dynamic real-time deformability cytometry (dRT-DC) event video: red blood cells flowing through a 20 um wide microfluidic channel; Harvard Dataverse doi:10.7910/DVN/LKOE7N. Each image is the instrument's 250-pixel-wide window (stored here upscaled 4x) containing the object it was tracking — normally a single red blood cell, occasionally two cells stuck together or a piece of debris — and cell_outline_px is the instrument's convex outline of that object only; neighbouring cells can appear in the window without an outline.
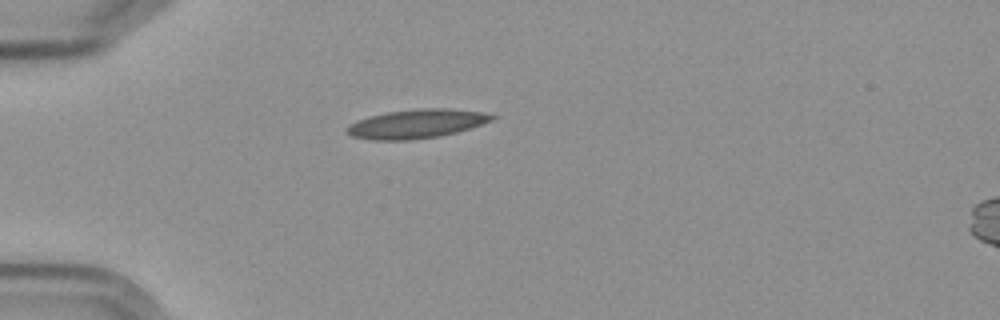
{"species": "Egyptian fruit bat (a non-hibernating species)", "species_latin": "Rousettus aegyptiacus", "temperature_condition": "cold", "stored_images_in_passage": 5, "camera_frame_rate_fps": 3000, "um_per_image_px": 0.085, "frame": {"image": 1, "passage_image": 1, "time_ms": 0.0, "image_size_px": [1000, 320], "cell_outline_px": [[496, 116], [492, 120], [456, 132], [440, 136], [408, 140], [372, 140], [352, 136], [344, 132], [344, 128], [348, 124], [356, 120], [368, 116], [388, 112], [416, 108], [452, 108], [484, 112]], "centroid_in_image_um": [35.34, 10.51], "position_along_channel_um": 49.7, "area_um2": 24.62}}
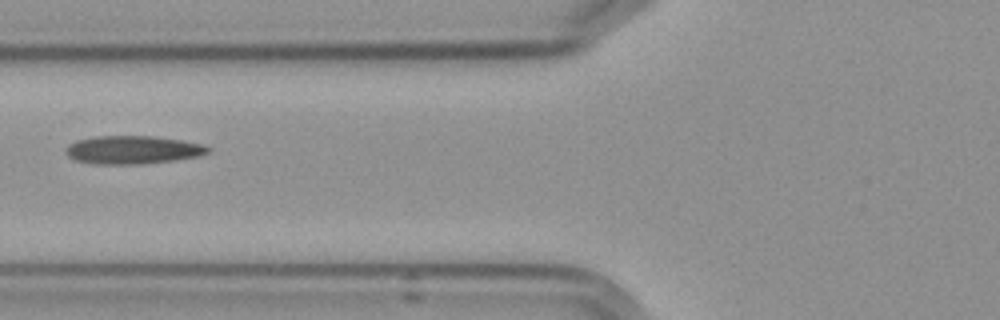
{"frame": {"image": 2, "passage_image": 3, "time_ms": 2.333, "image_size_px": [1000, 320], "cell_outline_px": [[212, 148], [208, 152], [200, 156], [172, 160], [140, 164], [92, 164], [76, 160], [68, 156], [64, 152], [64, 148], [68, 144], [76, 140], [92, 136], [152, 136], [184, 140], [200, 144]], "centroid_in_image_um": [11.23, 12.73], "position_along_channel_um": 114.6, "area_um2": 23.52}}
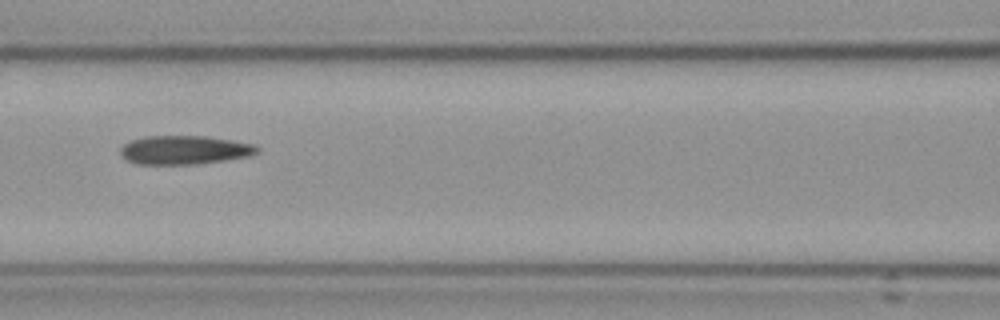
{"frame": {"image": 3, "passage_image": 4, "time_ms": 3.333, "image_size_px": [1000, 320], "cell_outline_px": [[260, 152], [252, 156], [224, 160], [192, 164], [136, 164], [120, 156], [120, 148], [124, 144], [132, 140], [144, 136], [204, 136], [232, 140], [256, 144], [260, 148]], "centroid_in_image_um": [15.71, 12.74], "position_along_channel_um": 150.9, "area_um2": 23.06}}